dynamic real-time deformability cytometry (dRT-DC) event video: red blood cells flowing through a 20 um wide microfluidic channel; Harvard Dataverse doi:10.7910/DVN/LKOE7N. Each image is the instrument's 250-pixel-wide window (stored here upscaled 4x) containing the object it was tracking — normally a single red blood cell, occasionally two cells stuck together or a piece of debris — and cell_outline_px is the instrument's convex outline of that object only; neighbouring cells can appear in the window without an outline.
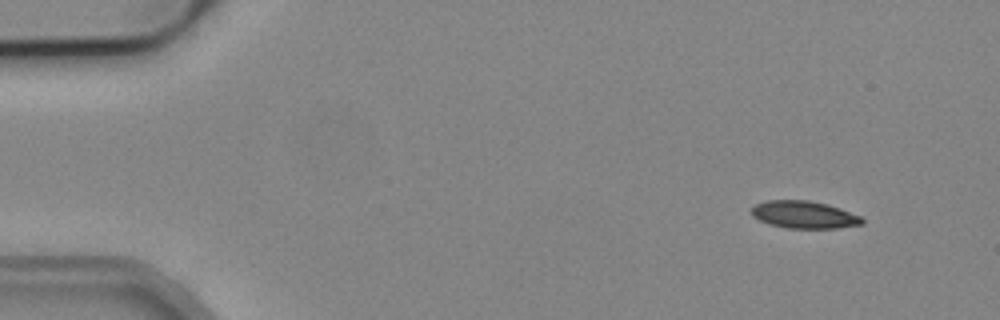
{"species": "common noctule bat (a hibernating species)", "species_latin": "Nyctalus noctula", "temperature_condition": "cold", "stored_images_in_passage": 4, "camera_frame_rate_fps": 3000, "um_per_image_px": 0.085, "animal": {"sex": "male", "body_mass_g": 19.2, "forearm_length_mm": 51.8}, "frame": {"image": 1, "passage_image": 1, "time_ms": 0.0, "image_size_px": [1000, 320], "cell_outline_px": [[864, 224], [836, 228], [788, 228], [768, 224], [752, 216], [752, 208], [756, 204], [768, 200], [808, 200], [828, 204], [840, 208], [860, 216], [864, 220]], "centroid_in_image_um": [68.36, 18.25], "position_along_channel_um": 16.6, "area_um2": 17.63}}
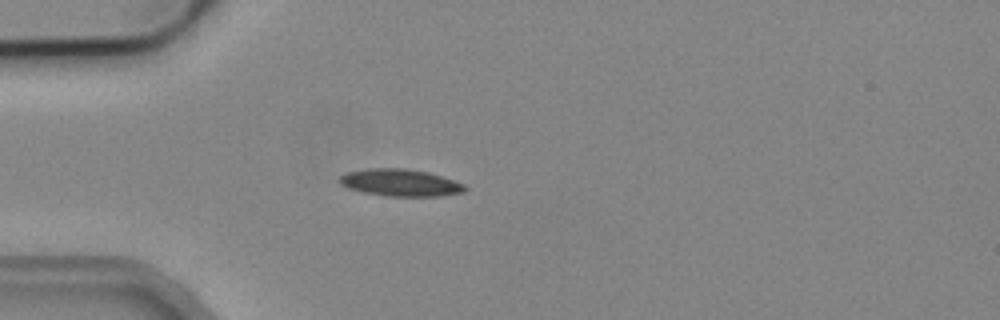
{"frame": {"image": 2, "passage_image": 3, "time_ms": 0.667, "image_size_px": [1000, 320], "cell_outline_px": [[468, 188], [464, 192], [440, 196], [384, 196], [364, 192], [348, 188], [340, 184], [336, 180], [340, 176], [348, 172], [372, 168], [404, 168], [428, 172], [464, 184]], "centroid_in_image_um": [34.01, 15.53], "position_along_channel_um": 51.0, "area_um2": 19.77}}